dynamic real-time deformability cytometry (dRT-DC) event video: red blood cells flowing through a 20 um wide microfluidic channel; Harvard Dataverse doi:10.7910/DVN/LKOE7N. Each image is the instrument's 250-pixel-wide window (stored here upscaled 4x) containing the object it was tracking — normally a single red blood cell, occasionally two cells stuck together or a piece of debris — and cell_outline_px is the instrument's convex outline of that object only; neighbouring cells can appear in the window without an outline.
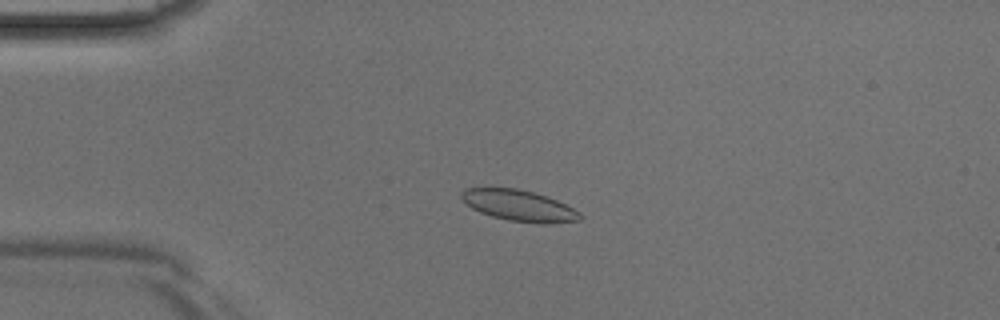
{"species": "Egyptian fruit bat (a non-hibernating species)", "species_latin": "Rousettus aegyptiacus", "temperature_condition": "room temperature", "stored_images_in_passage": 44, "camera_frame_rate_fps": 3000, "um_per_image_px": 0.085, "animal": {"sex": "male"}, "frame": {"image": 1, "passage_image": 10, "time_ms": 3.0, "image_size_px": [1000, 320], "cell_outline_px": [[584, 216], [580, 220], [548, 224], [540, 224], [508, 220], [492, 216], [480, 212], [472, 208], [460, 196], [460, 192], [464, 188], [516, 188], [536, 192], [548, 196], [580, 212]], "centroid_in_image_um": [44.14, 17.47], "position_along_channel_um": 40.9, "area_um2": 21.56}}
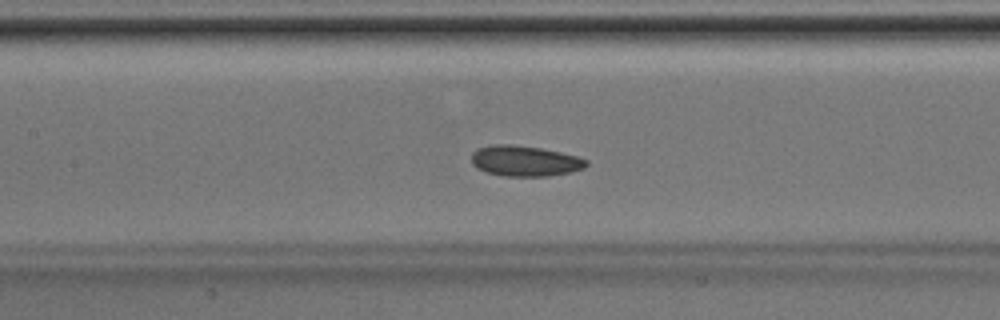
{"frame": {"image": 2, "passage_image": 20, "time_ms": 6.333, "image_size_px": [1000, 320], "cell_outline_px": [[588, 164], [584, 168], [568, 172], [548, 176], [504, 176], [488, 172], [476, 168], [472, 164], [472, 152], [476, 148], [492, 144], [508, 144], [540, 148], [560, 152], [576, 156], [588, 160]], "centroid_in_image_um": [44.58, 13.67], "position_along_channel_um": 162.8, "area_um2": 20.4}}
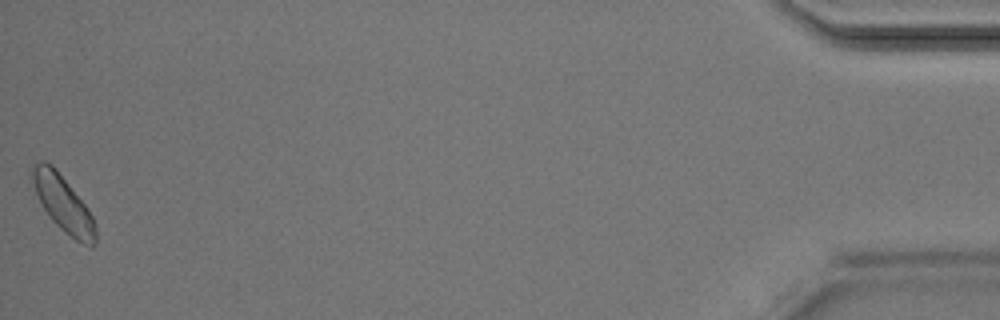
{"frame": {"image": 3, "passage_image": 44, "time_ms": 14.333, "image_size_px": [1000, 320], "cell_outline_px": [[96, 240], [92, 248], [76, 240], [64, 232], [48, 216], [28, 176], [28, 172], [40, 160], [44, 160], [52, 164], [56, 168], [84, 204], [92, 216], [96, 228]], "centroid_in_image_um": [5.33, 17.28], "position_along_channel_um": 429.9, "area_um2": 20.58}}